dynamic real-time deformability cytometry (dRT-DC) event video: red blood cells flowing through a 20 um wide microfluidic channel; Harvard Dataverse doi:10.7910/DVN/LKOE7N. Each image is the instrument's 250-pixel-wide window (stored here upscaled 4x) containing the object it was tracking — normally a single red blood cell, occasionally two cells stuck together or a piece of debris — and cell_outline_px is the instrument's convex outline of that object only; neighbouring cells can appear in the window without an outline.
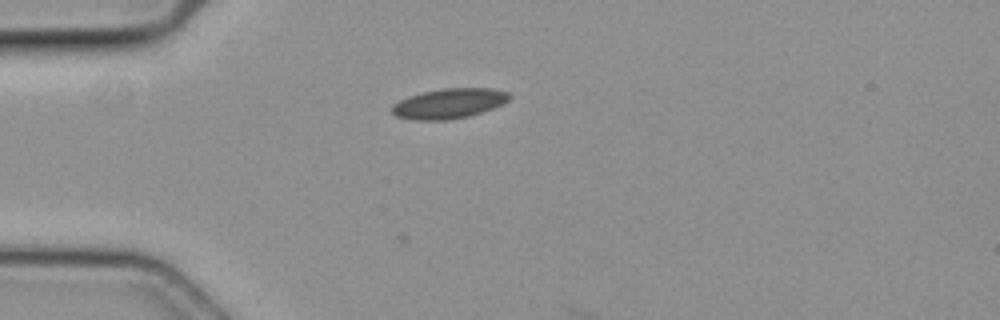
{"species": "common noctule bat (a hibernating species)", "species_latin": "Nyctalus noctula", "temperature_condition": "cold", "stored_images_in_passage": 3, "camera_frame_rate_fps": 3000, "um_per_image_px": 0.085, "animal": {"sex": "female", "body_mass_g": 19.3, "forearm_length_mm": 54.1}, "frame": {"image": 1, "passage_image": 1, "time_ms": 0.0, "image_size_px": [1000, 320], "cell_outline_px": [[512, 96], [504, 104], [468, 116], [444, 120], [416, 120], [396, 116], [392, 112], [392, 104], [408, 96], [420, 92], [444, 88], [492, 88], [508, 92]], "centroid_in_image_um": [38.17, 8.78], "position_along_channel_um": 46.8, "area_um2": 20.52}}